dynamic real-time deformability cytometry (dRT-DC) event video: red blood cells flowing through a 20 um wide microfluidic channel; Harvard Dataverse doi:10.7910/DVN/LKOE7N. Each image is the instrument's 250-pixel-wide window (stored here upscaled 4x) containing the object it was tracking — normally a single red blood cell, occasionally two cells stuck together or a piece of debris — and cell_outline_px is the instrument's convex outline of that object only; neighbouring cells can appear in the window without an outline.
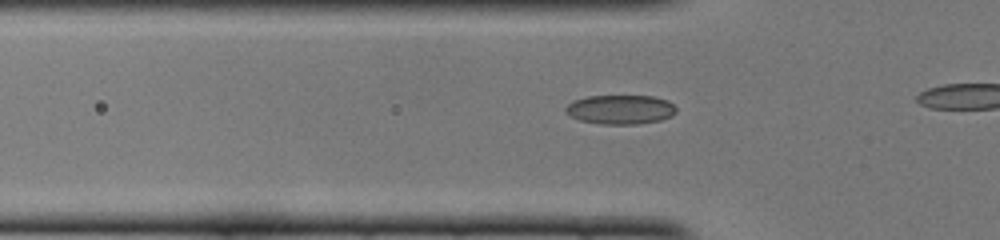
{"species": "common noctule bat (a hibernating species)", "species_latin": "Nyctalus noctula", "temperature_condition": "cold", "stored_images_in_passage": 17, "camera_frame_rate_fps": 3000, "um_per_image_px": 0.085, "animal": {"sex": "female", "body_mass_g": 22.0, "forearm_length_mm": 56.7}, "frame": {"image": 1, "passage_image": 12, "time_ms": 3.667, "image_size_px": [1000, 240], "cell_outline_px": [[676, 112], [672, 116], [660, 120], [636, 124], [600, 124], [580, 120], [564, 112], [564, 108], [572, 100], [588, 96], [652, 96], [668, 100], [676, 108]], "centroid_in_image_um": [52.72, 9.3], "position_along_channel_um": 73.1, "area_um2": 18.9}}